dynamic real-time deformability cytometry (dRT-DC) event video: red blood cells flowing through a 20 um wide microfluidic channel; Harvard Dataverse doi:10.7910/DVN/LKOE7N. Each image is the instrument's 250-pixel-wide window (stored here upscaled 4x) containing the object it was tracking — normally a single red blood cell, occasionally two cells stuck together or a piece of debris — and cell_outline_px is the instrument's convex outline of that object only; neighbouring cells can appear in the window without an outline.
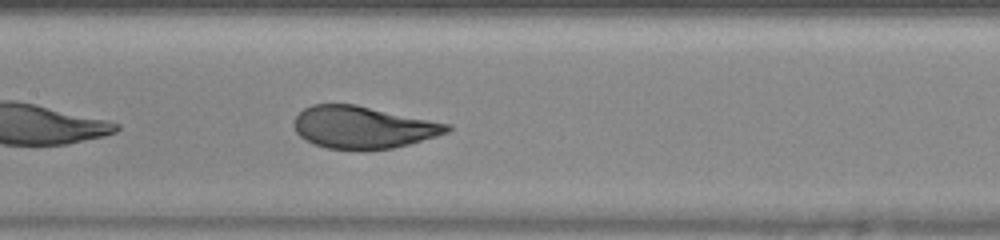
{"species": "human", "species_latin": "Homo sapiens", "temperature_condition": "warm", "stored_images_in_passage": 30, "camera_frame_rate_fps": 3000, "um_per_image_px": 0.085, "donor": {"sex": "female"}, "frame": {"image": 1, "passage_image": 9, "time_ms": 2.667, "image_size_px": [1000, 240], "cell_outline_px": [[452, 128], [448, 132], [436, 136], [408, 144], [392, 148], [364, 152], [360, 152], [328, 148], [316, 144], [300, 136], [296, 132], [292, 124], [296, 116], [304, 108], [312, 104], [356, 104], [452, 124]], "centroid_in_image_um": [30.86, 10.83], "position_along_channel_um": 176.5, "area_um2": 38.21}}
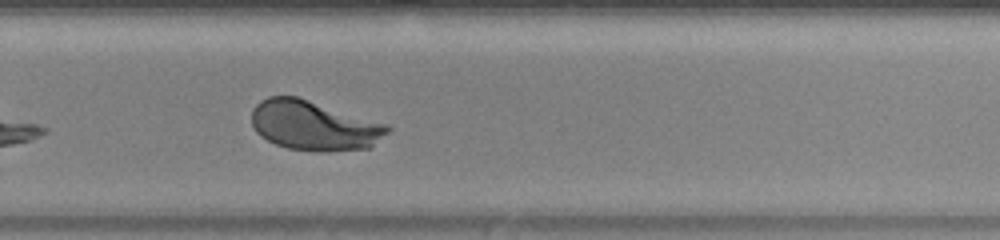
{"frame": {"image": 2, "passage_image": 18, "time_ms": 5.667, "image_size_px": [1000, 240], "cell_outline_px": [[392, 128], [372, 148], [328, 152], [316, 152], [288, 148], [276, 144], [260, 136], [256, 132], [252, 124], [252, 108], [260, 100], [268, 96], [296, 96], [388, 124]], "centroid_in_image_um": [26.7, 10.68], "position_along_channel_um": 303.1, "area_um2": 39.71}, "authors_computed_cell_mechanics": {"area_um2": 39.3907, "velocity_mm_per_s": 4.2348, "shape_relaxation_time_tau1_ms": 2.8953, "shape_relaxation_time_tau2_ms": null, "deformation_change_tau1": 0.21, "deformation_change_tau2": null}}